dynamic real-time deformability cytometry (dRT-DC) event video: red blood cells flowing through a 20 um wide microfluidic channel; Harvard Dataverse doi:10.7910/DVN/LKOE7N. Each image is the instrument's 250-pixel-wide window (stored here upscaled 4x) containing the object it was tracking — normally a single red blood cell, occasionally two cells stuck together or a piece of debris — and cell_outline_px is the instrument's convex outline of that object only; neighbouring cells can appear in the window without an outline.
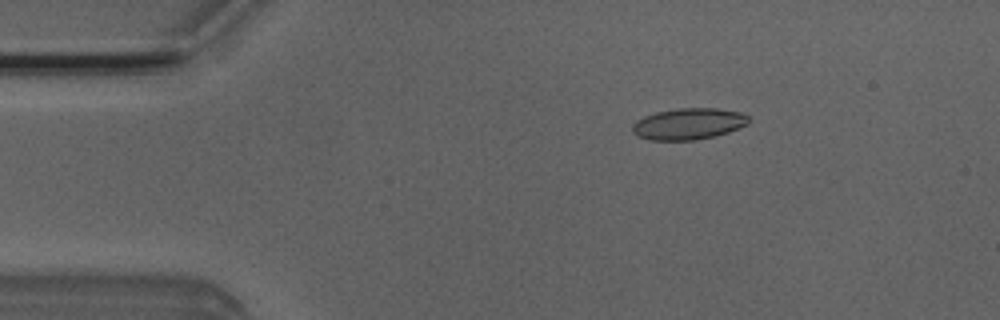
{"species": "Egyptian fruit bat (a non-hibernating species)", "species_latin": "Rousettus aegyptiacus", "temperature_condition": "room temperature", "stored_images_in_passage": 38, "camera_frame_rate_fps": 3000, "um_per_image_px": 0.085, "animal": {"sex": "male"}, "frame": {"image": 1, "passage_image": 2, "time_ms": 0.333, "image_size_px": [1000, 320], "cell_outline_px": [[748, 124], [728, 132], [716, 136], [696, 140], [648, 140], [636, 136], [632, 132], [632, 124], [636, 120], [644, 116], [656, 112], [676, 108], [716, 108], [740, 112], [748, 116]], "centroid_in_image_um": [58.48, 10.53], "position_along_channel_um": 26.5, "area_um2": 21.44}}
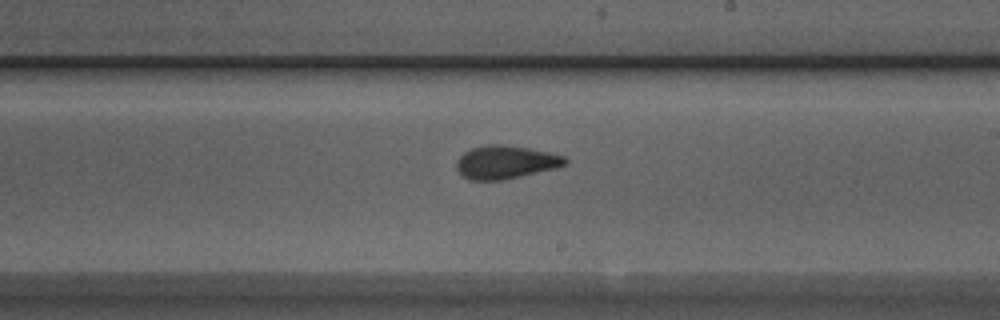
{"frame": {"image": 2, "passage_image": 23, "time_ms": 7.333, "image_size_px": [1000, 320], "cell_outline_px": [[568, 164], [556, 168], [504, 180], [472, 180], [464, 176], [456, 168], [456, 160], [464, 152], [472, 148], [488, 144], [500, 144], [528, 148], [548, 152], [564, 156], [568, 160]], "centroid_in_image_um": [42.99, 13.78], "position_along_channel_um": 246.0, "area_um2": 20.98}}
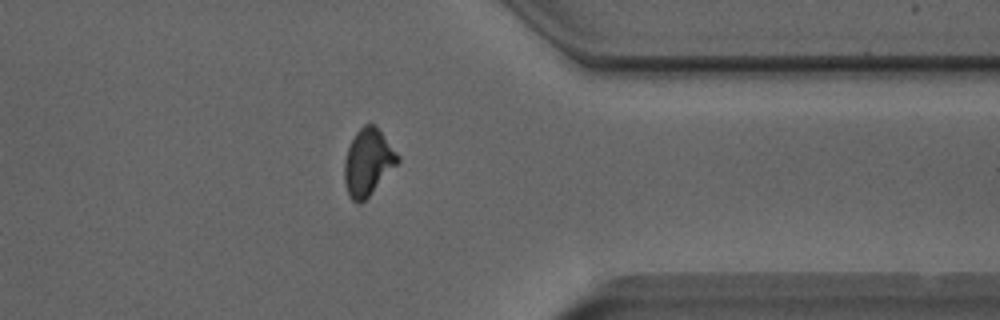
{"frame": {"image": 3, "passage_image": 34, "time_ms": 11.0, "image_size_px": [1000, 320], "cell_outline_px": [[400, 160], [368, 196], [360, 204], [356, 204], [348, 196], [344, 180], [344, 160], [348, 148], [356, 132], [364, 124], [372, 124], [380, 132], [400, 156]], "centroid_in_image_um": [31.24, 13.81], "position_along_channel_um": 380.2, "area_um2": 20.29}}